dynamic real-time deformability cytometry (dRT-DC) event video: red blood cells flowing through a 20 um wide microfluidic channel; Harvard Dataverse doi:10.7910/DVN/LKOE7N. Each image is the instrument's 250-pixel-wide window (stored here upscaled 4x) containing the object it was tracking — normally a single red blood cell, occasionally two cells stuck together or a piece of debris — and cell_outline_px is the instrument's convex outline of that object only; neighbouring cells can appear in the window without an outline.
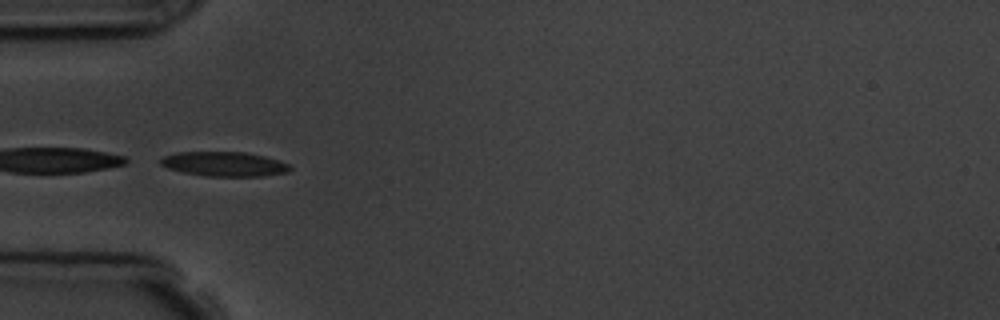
{"species": "common noctule bat (a hibernating species)", "species_latin": "Nyctalus noctula", "temperature_condition": "room temperature", "stored_images_in_passage": 10, "camera_frame_rate_fps": 3000, "um_per_image_px": 0.085, "animal": {"sex": "male", "body_mass_g": 19.5, "forearm_length_mm": 54.6}, "frame": {"image": 1, "passage_image": 5, "time_ms": 4.333, "image_size_px": [1000, 320], "cell_outline_px": [[292, 168], [288, 172], [264, 176], [208, 176], [184, 172], [168, 168], [160, 164], [160, 160], [164, 156], [176, 152], [244, 152], [264, 156], [280, 160], [288, 164]], "centroid_in_image_um": [19.09, 13.94], "position_along_channel_um": 65.9, "area_um2": 18.44}}
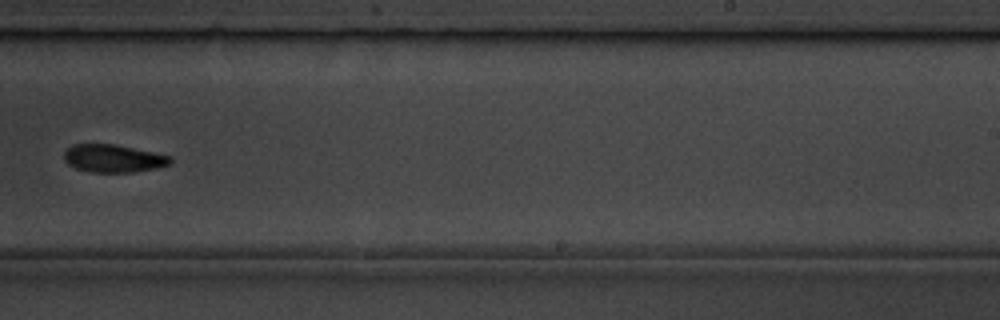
{"frame": {"image": 2, "passage_image": 10, "time_ms": 10.0, "image_size_px": [1000, 320], "cell_outline_px": [[172, 164], [156, 168], [132, 172], [92, 172], [76, 168], [68, 164], [64, 160], [64, 152], [72, 144], [116, 144], [172, 156]], "centroid_in_image_um": [9.65, 13.46], "position_along_channel_um": 279.3, "area_um2": 17.28}}